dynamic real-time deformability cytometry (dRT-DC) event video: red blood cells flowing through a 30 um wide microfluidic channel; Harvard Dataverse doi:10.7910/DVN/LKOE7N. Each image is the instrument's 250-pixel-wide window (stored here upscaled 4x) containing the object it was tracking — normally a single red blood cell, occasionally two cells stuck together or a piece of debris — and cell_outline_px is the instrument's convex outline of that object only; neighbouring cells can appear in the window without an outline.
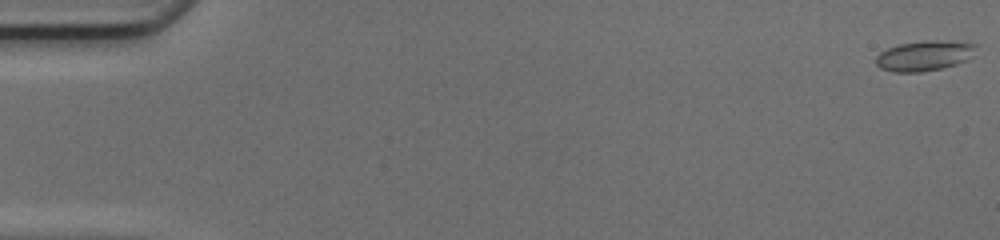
{"species": "common noctule bat (a hibernating species)", "species_latin": "Nyctalus noctula", "temperature_condition": "cold", "stored_images_in_passage": 50, "camera_frame_rate_fps": 3000, "um_per_image_px": 0.085, "animal": {"sex": "female", "body_mass_g": 17.0, "forearm_length_mm": 48.0}, "frame": {"image": 1, "passage_image": 1, "time_ms": 0.0, "image_size_px": [1000, 240], "cell_outline_px": [[976, 56], [968, 60], [956, 64], [940, 68], [920, 72], [892, 72], [880, 68], [876, 64], [876, 56], [880, 52], [888, 48], [900, 44], [924, 40], [936, 40], [976, 44]], "centroid_in_image_um": [78.59, 4.74], "position_along_channel_um": 6.4, "area_um2": 17.69}}
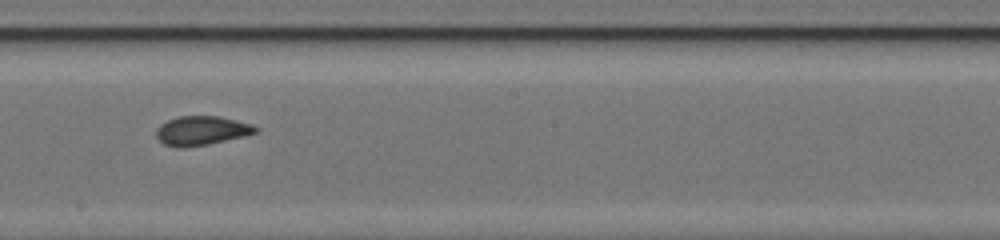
{"frame": {"image": 2, "passage_image": 29, "time_ms": 9.333, "image_size_px": [1000, 240], "cell_outline_px": [[260, 132], [244, 136], [208, 144], [184, 148], [176, 148], [164, 144], [156, 136], [156, 128], [160, 124], [168, 120], [180, 116], [220, 116], [252, 124], [260, 128]], "centroid_in_image_um": [17.15, 11.11], "position_along_channel_um": 231.0, "area_um2": 17.05}}
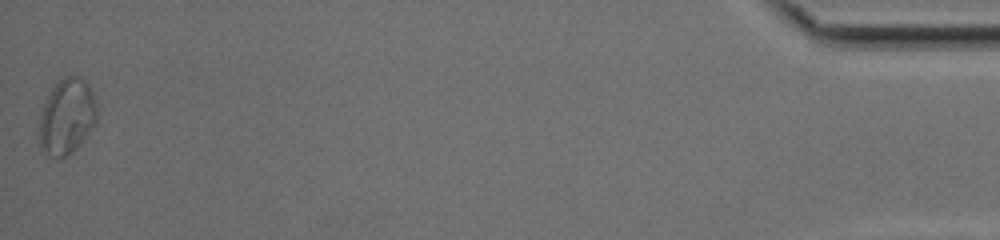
{"frame": {"image": 3, "passage_image": 50, "time_ms": 16.333, "image_size_px": [1000, 240], "cell_outline_px": [[96, 120], [92, 128], [84, 140], [72, 152], [56, 160], [48, 156], [40, 148], [40, 116], [44, 104], [52, 88], [64, 76], [80, 76], [88, 84], [92, 92], [96, 108]], "centroid_in_image_um": [5.68, 9.94], "position_along_channel_um": 429.5, "area_um2": 25.26}, "authors_computed_cell_mechanics": {"area_um2": 17.1088, "velocity_mm_per_s": 4.2228, "shape_relaxation_time_tau1_ms": null, "shape_relaxation_time_tau2_ms": 0.5091, "deformation_change_tau1": null, "deformation_change_tau2": 0.0555}}